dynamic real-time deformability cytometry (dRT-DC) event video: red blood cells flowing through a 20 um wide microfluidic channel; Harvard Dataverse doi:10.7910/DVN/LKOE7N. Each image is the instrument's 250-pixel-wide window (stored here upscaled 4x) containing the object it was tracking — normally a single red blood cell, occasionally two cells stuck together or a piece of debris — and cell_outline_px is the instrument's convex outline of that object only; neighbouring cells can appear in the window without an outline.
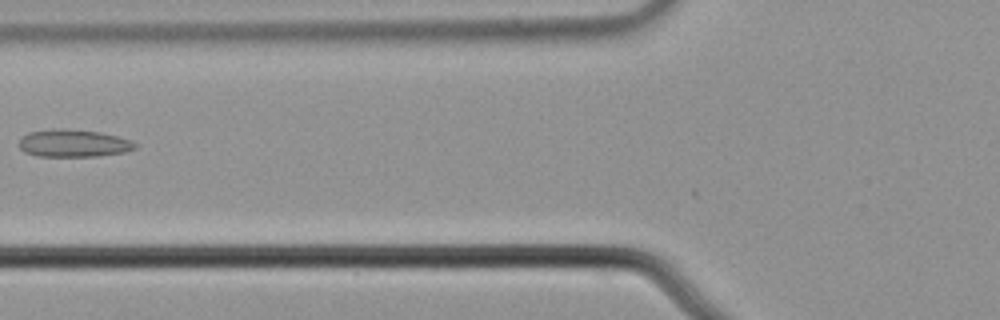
{"species": "common noctule bat (a hibernating species)", "species_latin": "Nyctalus noctula", "temperature_condition": "cold", "stored_images_in_passage": 3, "camera_frame_rate_fps": 3000, "um_per_image_px": 0.085, "animal": {"sex": "male", "body_mass_g": 21.5, "forearm_length_mm": 52.0}, "frame": {"image": 1, "passage_image": 3, "time_ms": 0.667, "image_size_px": [1000, 320], "cell_outline_px": [[136, 148], [124, 152], [96, 156], [36, 156], [24, 152], [20, 148], [20, 140], [28, 132], [52, 128], [64, 128], [100, 132], [116, 136], [128, 140], [136, 144]], "centroid_in_image_um": [6.2, 12.17], "position_along_channel_um": 119.6, "area_um2": 18.5}}